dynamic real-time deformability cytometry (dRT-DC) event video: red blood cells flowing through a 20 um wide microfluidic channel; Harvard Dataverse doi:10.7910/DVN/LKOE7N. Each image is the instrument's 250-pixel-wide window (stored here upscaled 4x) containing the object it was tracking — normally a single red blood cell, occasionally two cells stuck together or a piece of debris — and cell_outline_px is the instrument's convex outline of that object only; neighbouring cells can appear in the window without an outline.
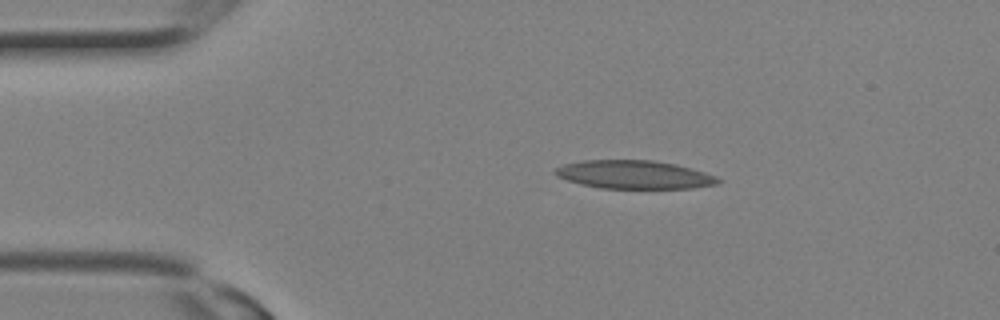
{"species": "Egyptian fruit bat (a non-hibernating species)", "species_latin": "Rousettus aegyptiacus", "temperature_condition": "room temperature", "stored_images_in_passage": 2, "camera_frame_rate_fps": 3000, "um_per_image_px": 0.085, "animal": {"sex": "female"}, "frame": {"image": 1, "passage_image": 1, "time_ms": 0.0, "image_size_px": [1000, 320], "cell_outline_px": [[720, 180], [716, 184], [692, 188], [600, 188], [580, 184], [556, 176], [552, 172], [556, 168], [564, 164], [584, 160], [652, 160], [676, 164], [692, 168], [716, 176]], "centroid_in_image_um": [53.88, 14.84], "position_along_channel_um": 31.1, "area_um2": 26.82}}